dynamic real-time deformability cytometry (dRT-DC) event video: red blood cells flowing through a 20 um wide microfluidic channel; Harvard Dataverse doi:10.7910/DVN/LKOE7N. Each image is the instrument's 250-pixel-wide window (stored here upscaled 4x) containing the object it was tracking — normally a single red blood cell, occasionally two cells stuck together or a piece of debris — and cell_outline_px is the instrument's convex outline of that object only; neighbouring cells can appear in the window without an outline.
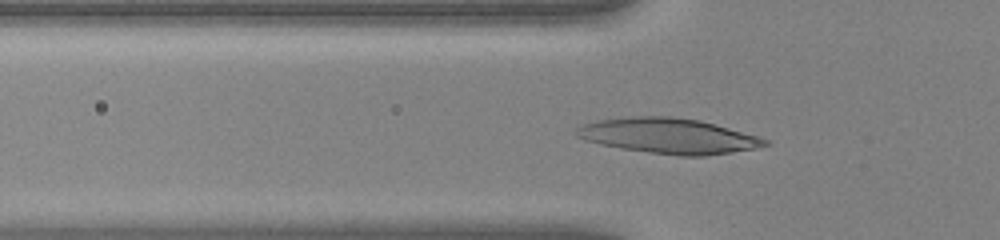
{"species": "human", "species_latin": "Homo sapiens", "temperature_condition": "warm", "stored_images_in_passage": 49, "camera_frame_rate_fps": 3000, "um_per_image_px": 0.085, "donor": {"sex": "female"}, "frame": {"image": 1, "passage_image": 17, "time_ms": 5.333, "image_size_px": [1000, 240], "cell_outline_px": [[772, 144], [756, 148], [732, 152], [704, 156], [680, 156], [620, 148], [600, 144], [584, 140], [576, 136], [572, 132], [576, 128], [584, 124], [596, 120], [624, 116], [672, 116], [700, 120], [716, 124], [760, 136], [768, 140]], "centroid_in_image_um": [56.82, 11.54], "position_along_channel_um": 69.0, "area_um2": 39.25}}
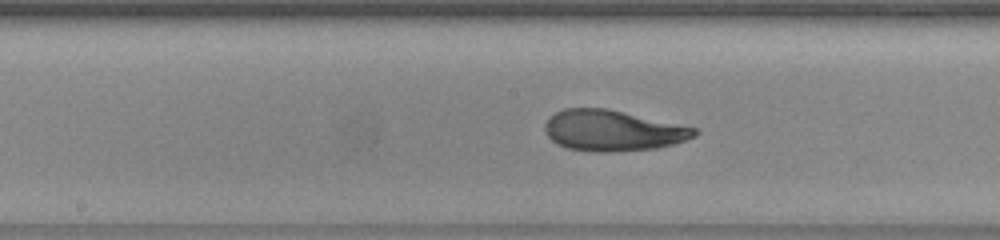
{"frame": {"image": 2, "passage_image": 26, "time_ms": 8.333, "image_size_px": [1000, 240], "cell_outline_px": [[700, 132], [696, 136], [672, 144], [656, 148], [612, 152], [596, 152], [568, 148], [556, 144], [548, 136], [544, 128], [544, 124], [548, 116], [564, 108], [608, 108], [696, 128]], "centroid_in_image_um": [52.05, 11.09], "position_along_channel_um": 196.2, "area_um2": 35.66}}
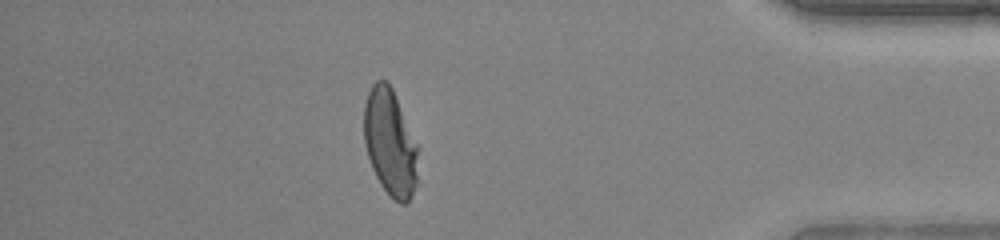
{"frame": {"image": 3, "passage_image": 43, "time_ms": 14.0, "image_size_px": [1000, 240], "cell_outline_px": [[420, 148], [416, 184], [408, 204], [400, 204], [380, 184], [372, 168], [364, 144], [364, 104], [368, 92], [372, 84], [376, 80], [384, 80], [392, 88]], "centroid_in_image_um": [33.18, 12.12], "position_along_channel_um": 402.0, "area_um2": 33.93}, "authors_computed_cell_mechanics": {"area_um2": 35.3158, "velocity_mm_per_s": 4.259, "shape_relaxation_time_tau1_ms": 5.7626, "shape_relaxation_time_tau2_ms": 0.8344, "deformation_change_tau1": 0.2788, "deformation_change_tau2": 0.0703}}